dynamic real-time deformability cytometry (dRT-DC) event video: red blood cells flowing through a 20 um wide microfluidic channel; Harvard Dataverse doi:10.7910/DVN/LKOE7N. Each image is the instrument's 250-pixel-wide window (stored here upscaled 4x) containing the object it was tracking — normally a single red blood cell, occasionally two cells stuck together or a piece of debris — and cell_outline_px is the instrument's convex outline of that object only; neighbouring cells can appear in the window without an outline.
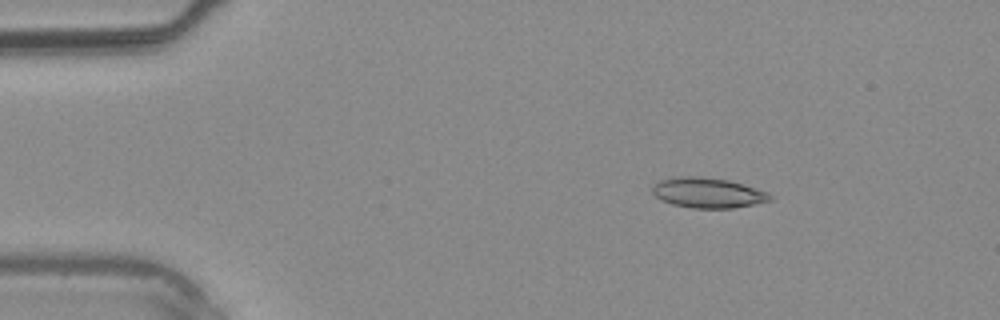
{"species": "common noctule bat (a hibernating species)", "species_latin": "Nyctalus noctula", "temperature_condition": "warm", "stored_images_in_passage": 4, "camera_frame_rate_fps": 3000, "um_per_image_px": 0.085, "animal": {"sex": "male", "body_mass_g": 20.4}, "frame": {"image": 1, "passage_image": 2, "time_ms": 1.333, "image_size_px": [1000, 320], "cell_outline_px": [[772, 200], [756, 204], [732, 208], [692, 208], [672, 204], [656, 196], [652, 192], [652, 184], [660, 180], [680, 176], [700, 176], [728, 180], [744, 184], [768, 192], [772, 196]], "centroid_in_image_um": [60.18, 16.38], "position_along_channel_um": 24.8, "area_um2": 20.75}}
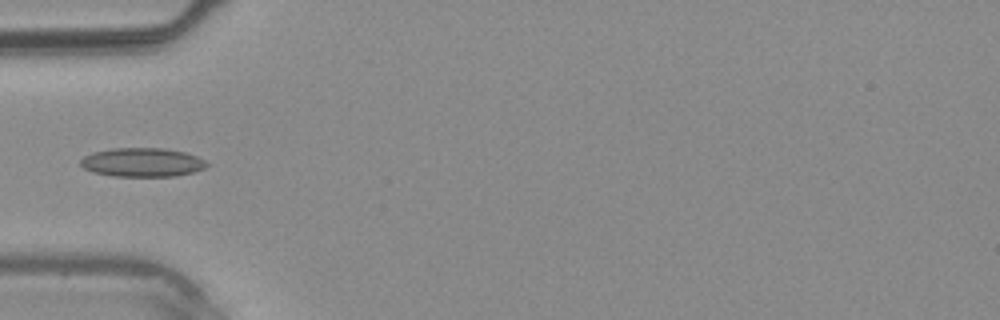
{"frame": {"image": 2, "passage_image": 4, "time_ms": 3.667, "image_size_px": [1000, 320], "cell_outline_px": [[208, 164], [204, 168], [192, 172], [176, 176], [116, 176], [92, 172], [84, 168], [80, 164], [80, 160], [84, 156], [92, 152], [112, 148], [164, 148], [184, 152], [196, 156], [204, 160]], "centroid_in_image_um": [12.06, 13.79], "position_along_channel_um": 72.9, "area_um2": 21.15}}